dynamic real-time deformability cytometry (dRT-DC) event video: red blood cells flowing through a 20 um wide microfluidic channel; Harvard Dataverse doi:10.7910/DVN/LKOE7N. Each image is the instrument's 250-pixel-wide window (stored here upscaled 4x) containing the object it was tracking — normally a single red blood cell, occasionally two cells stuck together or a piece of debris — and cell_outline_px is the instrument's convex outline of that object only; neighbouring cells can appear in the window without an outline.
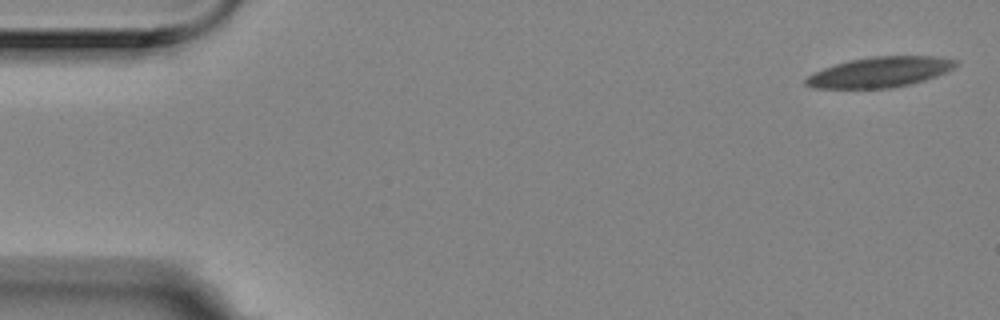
{"species": "Egyptian fruit bat (a non-hibernating species)", "species_latin": "Rousettus aegyptiacus", "temperature_condition": "room temperature", "stored_images_in_passage": 5, "camera_frame_rate_fps": 3000, "um_per_image_px": 0.085, "animal": {"sex": "female"}, "frame": {"image": 1, "passage_image": 1, "time_ms": 0.0, "image_size_px": [1000, 320], "cell_outline_px": [[960, 64], [956, 68], [948, 72], [924, 80], [892, 88], [812, 88], [804, 84], [804, 80], [812, 72], [848, 60], [872, 56], [936, 56], [956, 60]], "centroid_in_image_um": [74.81, 6.12], "position_along_channel_um": 10.2, "area_um2": 26.7}}